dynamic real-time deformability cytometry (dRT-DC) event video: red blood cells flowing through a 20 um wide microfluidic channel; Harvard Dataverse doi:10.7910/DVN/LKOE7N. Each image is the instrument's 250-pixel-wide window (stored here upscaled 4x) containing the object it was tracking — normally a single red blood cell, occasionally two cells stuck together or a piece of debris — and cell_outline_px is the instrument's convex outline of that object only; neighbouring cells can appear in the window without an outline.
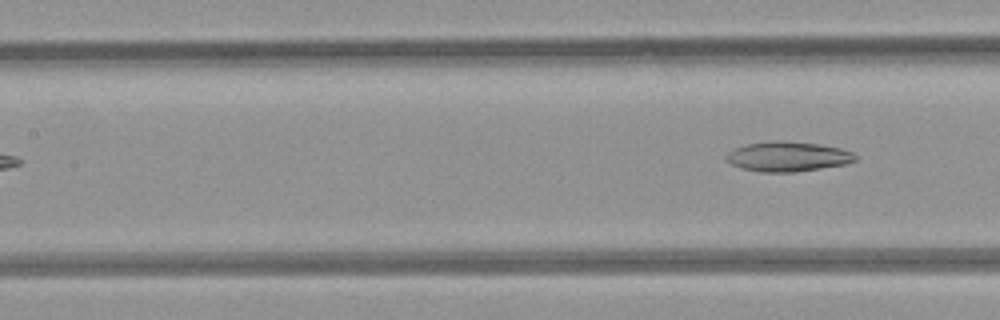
{"species": "common noctule bat (a hibernating species)", "species_latin": "Nyctalus noctula", "temperature_condition": "room temperature", "stored_images_in_passage": 5, "camera_frame_rate_fps": 3000, "um_per_image_px": 0.085, "animal": {"sex": "female", "body_mass_g": 21.9}, "frame": {"image": 1, "passage_image": 5, "time_ms": 4.667, "image_size_px": [1000, 320], "cell_outline_px": [[856, 160], [848, 164], [796, 172], [760, 172], [740, 168], [724, 160], [724, 156], [728, 152], [736, 148], [748, 144], [776, 140], [816, 144], [840, 148], [852, 152], [856, 156]], "centroid_in_image_um": [66.94, 13.32], "position_along_channel_um": 140.5, "area_um2": 22.43}}